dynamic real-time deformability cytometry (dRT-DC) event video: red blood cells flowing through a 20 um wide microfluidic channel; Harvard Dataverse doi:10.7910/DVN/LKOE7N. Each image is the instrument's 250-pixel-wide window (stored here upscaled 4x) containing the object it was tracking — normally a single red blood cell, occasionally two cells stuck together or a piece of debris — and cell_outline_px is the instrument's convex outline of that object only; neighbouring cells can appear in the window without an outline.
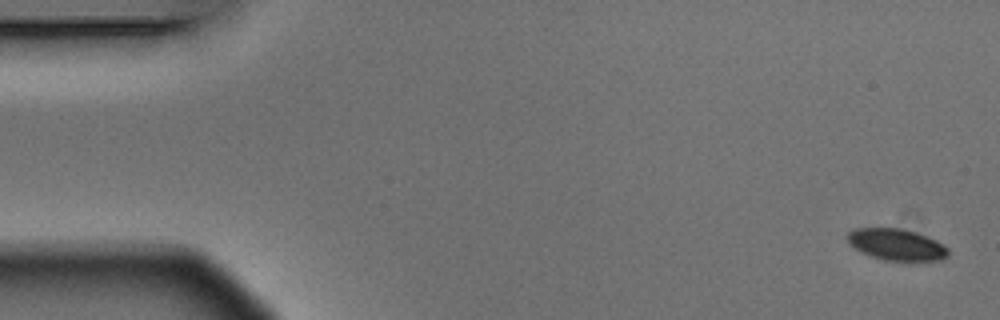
{"species": "Egyptian fruit bat (a non-hibernating species)", "species_latin": "Rousettus aegyptiacus", "temperature_condition": "warm", "stored_images_in_passage": 5, "camera_frame_rate_fps": 3000, "um_per_image_px": 0.085, "animal": {"sex": "male"}, "frame": {"image": 1, "passage_image": 1, "time_ms": 0.0, "image_size_px": [1000, 320], "cell_outline_px": [[948, 256], [940, 260], [884, 260], [872, 256], [856, 248], [848, 240], [848, 232], [852, 228], [896, 228], [928, 236], [936, 240], [948, 248]], "centroid_in_image_um": [76.22, 20.78], "position_along_channel_um": 8.8, "area_um2": 18.03}}
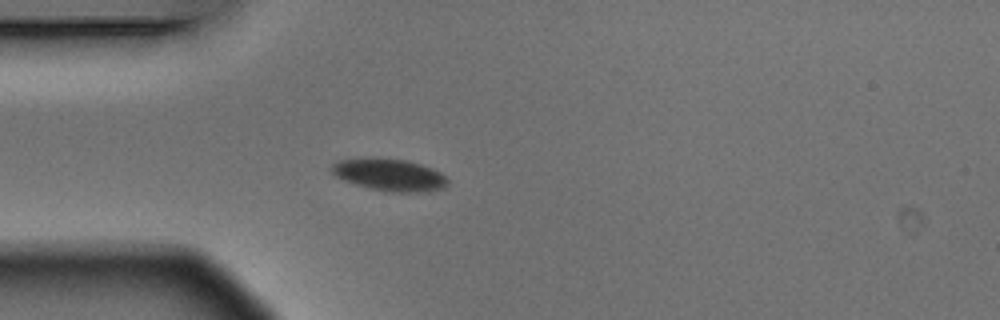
{"frame": {"image": 2, "passage_image": 5, "time_ms": 1.333, "image_size_px": [1000, 320], "cell_outline_px": [[448, 184], [444, 188], [428, 192], [388, 192], [356, 184], [344, 180], [336, 176], [328, 168], [336, 160], [368, 156], [408, 160], [432, 168], [440, 172], [448, 180]], "centroid_in_image_um": [33.08, 14.83], "position_along_channel_um": 51.9, "area_um2": 22.2}}